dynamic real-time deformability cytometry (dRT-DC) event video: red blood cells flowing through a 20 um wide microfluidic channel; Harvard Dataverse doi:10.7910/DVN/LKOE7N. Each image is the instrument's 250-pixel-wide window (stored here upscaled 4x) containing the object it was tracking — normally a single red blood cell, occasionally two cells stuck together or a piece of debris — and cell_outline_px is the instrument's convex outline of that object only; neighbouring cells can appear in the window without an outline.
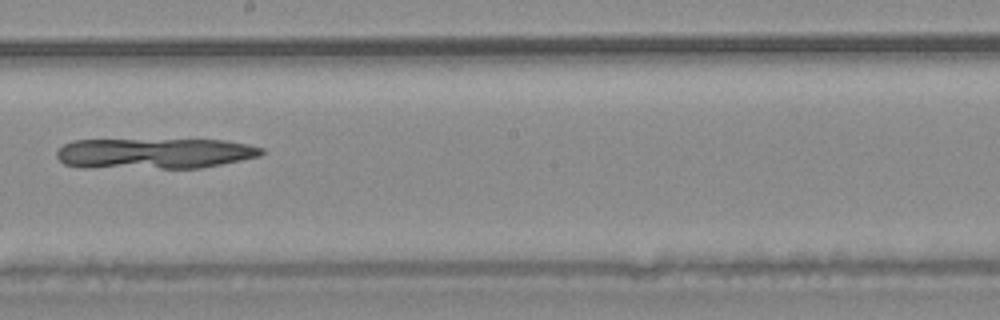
{"species": "common noctule bat (a hibernating species)", "species_latin": "Nyctalus noctula", "temperature_condition": "warm", "stored_images_in_passage": 29, "camera_frame_rate_fps": 3000, "um_per_image_px": 0.085, "animal": {"sex": "male", "body_mass_g": 20.4}, "frame": {"image": 1, "passage_image": 15, "time_ms": 4.667, "image_size_px": [1000, 320], "cell_outline_px": [[264, 152], [260, 156], [200, 168], [84, 168], [64, 164], [56, 156], [56, 152], [64, 144], [72, 140], [224, 140], [248, 144], [264, 148]], "centroid_in_image_um": [13.1, 13.05], "position_along_channel_um": 235.1, "area_um2": 36.7}}